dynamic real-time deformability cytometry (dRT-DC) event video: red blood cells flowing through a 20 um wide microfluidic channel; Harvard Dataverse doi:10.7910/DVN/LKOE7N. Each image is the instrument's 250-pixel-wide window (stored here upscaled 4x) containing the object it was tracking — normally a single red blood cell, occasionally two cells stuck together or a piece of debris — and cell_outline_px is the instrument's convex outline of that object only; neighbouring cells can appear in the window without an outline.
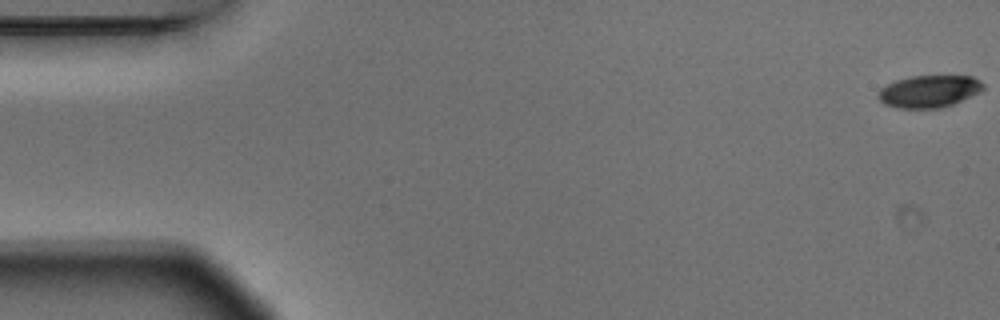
{"species": "Egyptian fruit bat (a non-hibernating species)", "species_latin": "Rousettus aegyptiacus", "temperature_condition": "warm", "stored_images_in_passage": 5, "camera_frame_rate_fps": 3000, "um_per_image_px": 0.085, "animal": {"sex": "male"}, "frame": {"image": 1, "passage_image": 1, "time_ms": 0.0, "image_size_px": [1000, 320], "cell_outline_px": [[984, 88], [980, 92], [952, 104], [940, 108], [896, 108], [884, 104], [876, 96], [880, 88], [896, 80], [912, 76], [972, 76], [980, 80], [984, 84]], "centroid_in_image_um": [78.96, 7.76], "position_along_channel_um": 6.0, "area_um2": 19.71}}
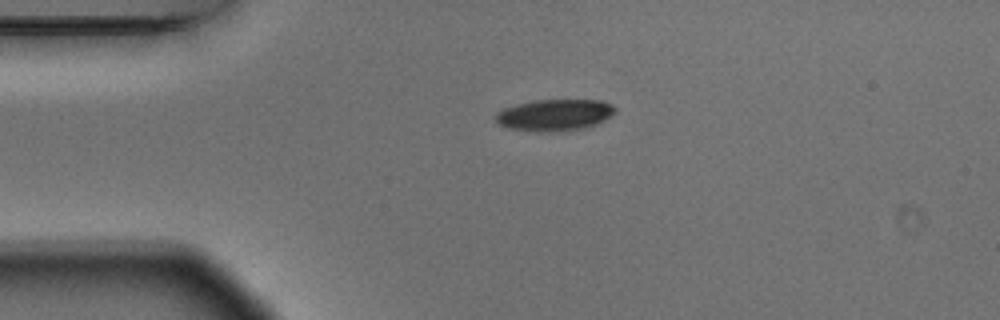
{"frame": {"image": 2, "passage_image": 3, "time_ms": 0.667, "image_size_px": [1000, 320], "cell_outline_px": [[616, 112], [604, 120], [596, 124], [584, 128], [548, 132], [536, 132], [508, 128], [496, 124], [496, 112], [504, 108], [516, 104], [536, 100], [604, 100], [612, 104], [616, 108]], "centroid_in_image_um": [47.13, 9.77], "position_along_channel_um": 37.9, "area_um2": 22.14}}
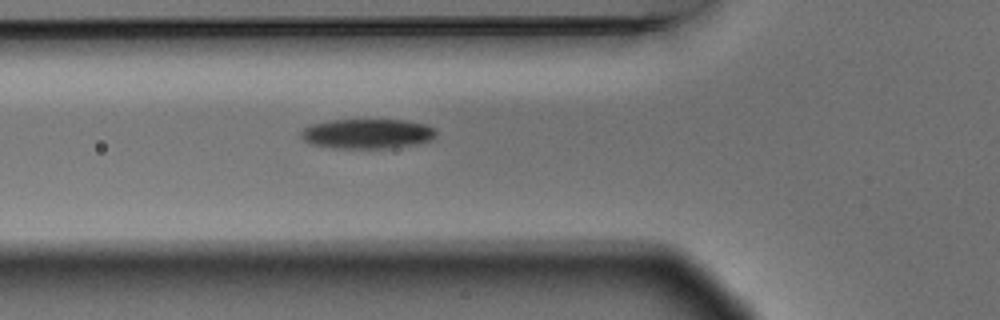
{"frame": {"image": 3, "passage_image": 5, "time_ms": 1.333, "image_size_px": [1000, 320], "cell_outline_px": [[436, 132], [428, 140], [416, 144], [392, 148], [332, 148], [308, 144], [300, 136], [300, 132], [308, 124], [328, 120], [404, 120], [424, 124], [432, 128]], "centroid_in_image_um": [31.11, 11.37], "position_along_channel_um": 94.7, "area_um2": 23.47}}